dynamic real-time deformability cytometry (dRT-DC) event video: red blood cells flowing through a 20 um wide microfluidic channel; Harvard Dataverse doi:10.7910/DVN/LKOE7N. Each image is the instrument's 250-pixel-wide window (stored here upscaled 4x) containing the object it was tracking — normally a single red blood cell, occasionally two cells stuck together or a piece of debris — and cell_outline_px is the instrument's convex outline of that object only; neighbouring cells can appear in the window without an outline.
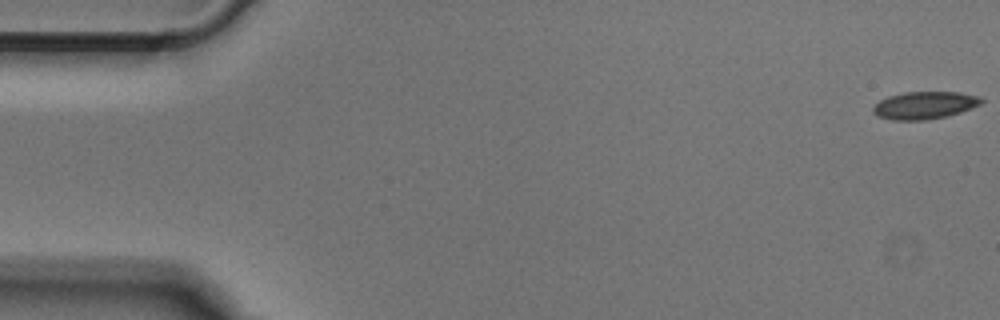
{"species": "Egyptian fruit bat (a non-hibernating species)", "species_latin": "Rousettus aegyptiacus", "temperature_condition": "cold", "stored_images_in_passage": 8, "camera_frame_rate_fps": 3000, "um_per_image_px": 0.085, "animal": {"sex": "male"}, "frame": {"image": 1, "passage_image": 1, "time_ms": 0.0, "image_size_px": [1000, 320], "cell_outline_px": [[984, 100], [980, 104], [972, 108], [948, 116], [928, 120], [892, 120], [876, 116], [872, 112], [872, 108], [880, 100], [888, 96], [904, 92], [960, 92], [980, 96]], "centroid_in_image_um": [78.59, 8.95], "position_along_channel_um": 6.4, "area_um2": 17.51}}